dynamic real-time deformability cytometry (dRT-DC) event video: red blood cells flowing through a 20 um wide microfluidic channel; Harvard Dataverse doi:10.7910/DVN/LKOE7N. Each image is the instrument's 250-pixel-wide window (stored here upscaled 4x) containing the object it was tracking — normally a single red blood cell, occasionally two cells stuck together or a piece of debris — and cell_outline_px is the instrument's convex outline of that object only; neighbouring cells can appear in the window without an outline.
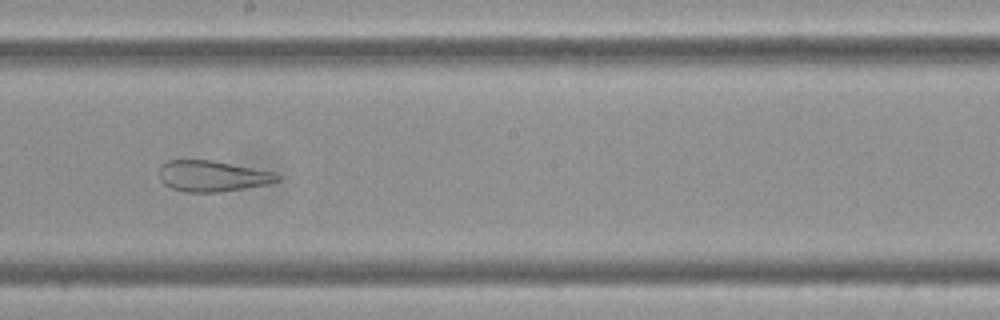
{"species": "Egyptian fruit bat (a non-hibernating species)", "species_latin": "Rousettus aegyptiacus", "temperature_condition": "cold", "stored_images_in_passage": 59, "camera_frame_rate_fps": 3000, "um_per_image_px": 0.085, "frame": {"image": 1, "passage_image": 33, "time_ms": 10.667, "image_size_px": [1000, 320], "cell_outline_px": [[280, 180], [268, 184], [220, 192], [184, 192], [172, 188], [164, 184], [160, 180], [160, 164], [168, 160], [212, 160], [272, 172], [280, 176]], "centroid_in_image_um": [18.01, 14.97], "position_along_channel_um": 230.2, "area_um2": 21.15}}
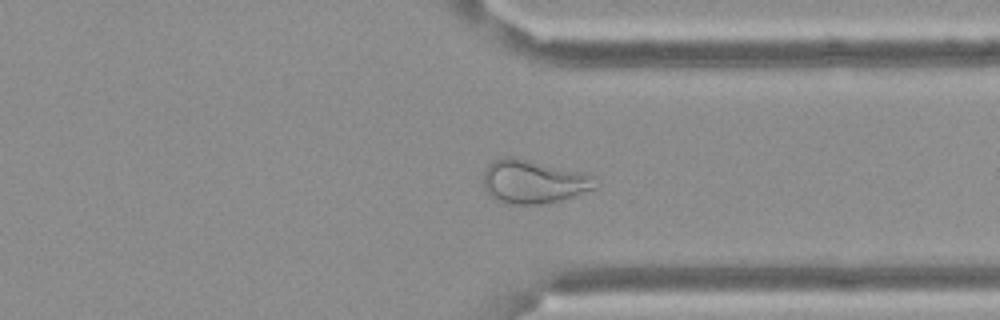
{"frame": {"image": 2, "passage_image": 45, "time_ms": 14.667, "image_size_px": [1000, 320], "cell_outline_px": [[600, 184], [596, 188], [560, 200], [540, 204], [504, 204], [496, 200], [484, 188], [484, 172], [488, 164], [492, 160], [504, 156], [512, 156], [600, 176]], "centroid_in_image_um": [45.39, 15.43], "position_along_channel_um": 366.0, "area_um2": 28.78}}
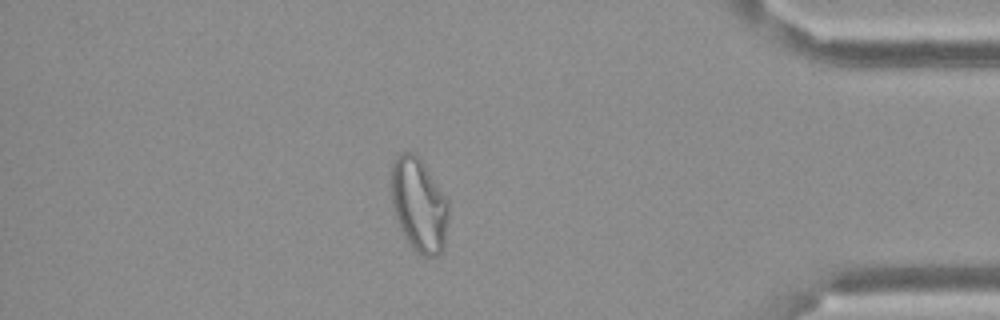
{"frame": {"image": 3, "passage_image": 51, "time_ms": 16.667, "image_size_px": [1000, 320], "cell_outline_px": [[448, 216], [444, 248], [436, 256], [420, 256], [416, 252], [404, 236], [400, 228], [392, 204], [392, 164], [396, 156], [400, 152], [412, 152], [416, 156], [428, 172], [448, 200]], "centroid_in_image_um": [35.61, 17.46], "position_along_channel_um": 399.6, "area_um2": 30.75}}